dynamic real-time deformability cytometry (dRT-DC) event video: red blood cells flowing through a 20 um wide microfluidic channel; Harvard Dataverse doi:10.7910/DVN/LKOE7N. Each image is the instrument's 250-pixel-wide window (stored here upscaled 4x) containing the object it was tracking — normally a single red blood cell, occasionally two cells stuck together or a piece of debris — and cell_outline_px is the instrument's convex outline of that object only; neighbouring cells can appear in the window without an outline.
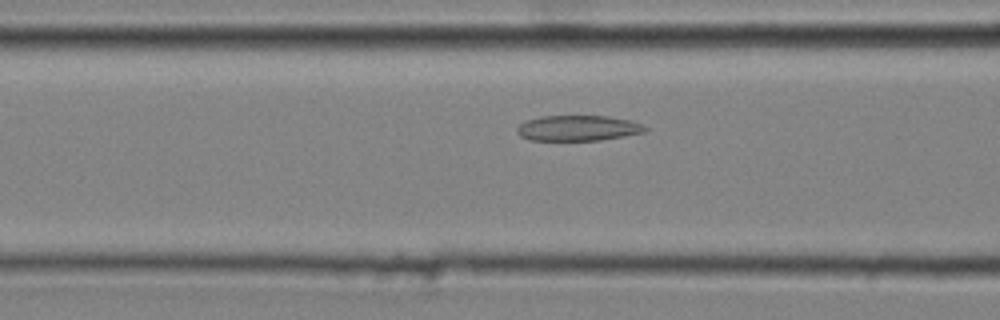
{"species": "common noctule bat (a hibernating species)", "species_latin": "Nyctalus noctula", "temperature_condition": "cold", "stored_images_in_passage": 28, "camera_frame_rate_fps": 3000, "um_per_image_px": 0.085, "animal": {"sex": "male", "body_mass_g": 20.4}, "frame": {"image": 1, "passage_image": 5, "time_ms": 1.333, "image_size_px": [1000, 320], "cell_outline_px": [[648, 128], [644, 132], [624, 136], [600, 140], [528, 140], [520, 136], [516, 132], [516, 128], [520, 124], [528, 120], [540, 116], [608, 116], [632, 120], [644, 124]], "centroid_in_image_um": [49.14, 10.88], "position_along_channel_um": 117.5, "area_um2": 19.13}}
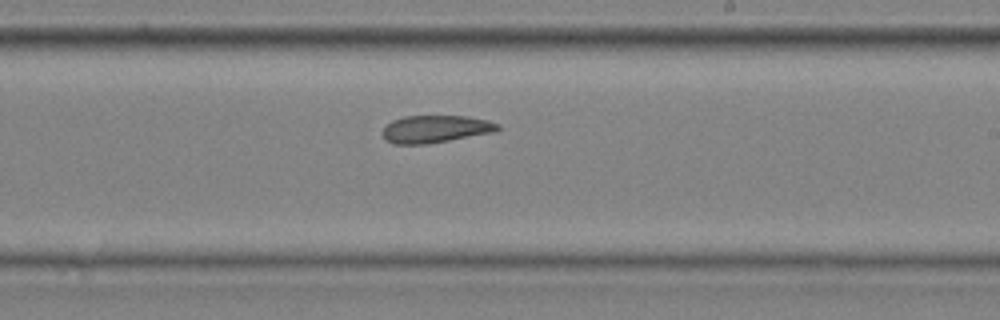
{"frame": {"image": 2, "passage_image": 15, "time_ms": 4.667, "image_size_px": [1000, 320], "cell_outline_px": [[500, 128], [496, 132], [424, 144], [392, 144], [384, 140], [384, 128], [392, 120], [404, 116], [468, 116], [488, 120], [500, 124]], "centroid_in_image_um": [37.04, 10.96], "position_along_channel_um": 252.0, "area_um2": 18.38}}
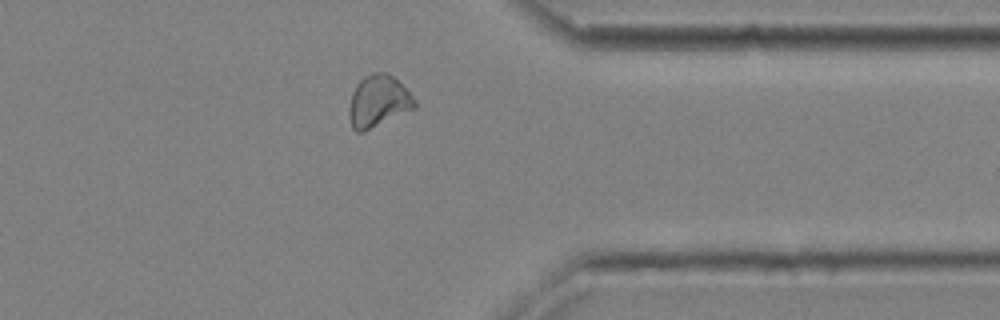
{"frame": {"image": 3, "passage_image": 25, "time_ms": 8.0, "image_size_px": [1000, 320], "cell_outline_px": [[416, 108], [364, 132], [356, 132], [352, 128], [348, 116], [348, 108], [352, 92], [356, 84], [364, 76], [372, 72], [388, 72], [416, 100]], "centroid_in_image_um": [32.12, 8.62], "position_along_channel_um": 379.3, "area_um2": 19.94}, "authors_computed_cell_mechanics": {"area_um2": 18.8139, "velocity_mm_per_s": 4.0499, "shape_relaxation_time_tau1_ms": null, "shape_relaxation_time_tau2_ms": 2.8545, "deformation_change_tau1": null, "deformation_change_tau2": 0.0929}}